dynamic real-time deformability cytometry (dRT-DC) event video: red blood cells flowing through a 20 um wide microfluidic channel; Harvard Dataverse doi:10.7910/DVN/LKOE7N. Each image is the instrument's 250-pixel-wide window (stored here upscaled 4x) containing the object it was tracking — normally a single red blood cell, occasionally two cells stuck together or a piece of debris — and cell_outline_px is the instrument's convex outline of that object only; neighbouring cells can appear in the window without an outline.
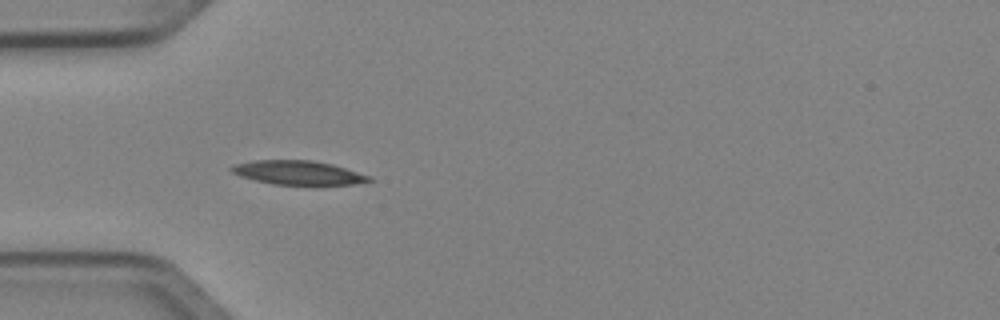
{"species": "Egyptian fruit bat (a non-hibernating species)", "species_latin": "Rousettus aegyptiacus", "temperature_condition": "cold", "stored_images_in_passage": 6, "camera_frame_rate_fps": 3000, "um_per_image_px": 0.085, "animal": {"sex": "female"}, "frame": {"image": 1, "passage_image": 3, "time_ms": 0.667, "image_size_px": [1000, 320], "cell_outline_px": [[372, 180], [352, 184], [316, 188], [272, 184], [240, 176], [232, 172], [228, 168], [236, 164], [256, 160], [312, 160], [332, 164], [372, 176]], "centroid_in_image_um": [25.41, 14.73], "position_along_channel_um": 59.6, "area_um2": 20.11}}
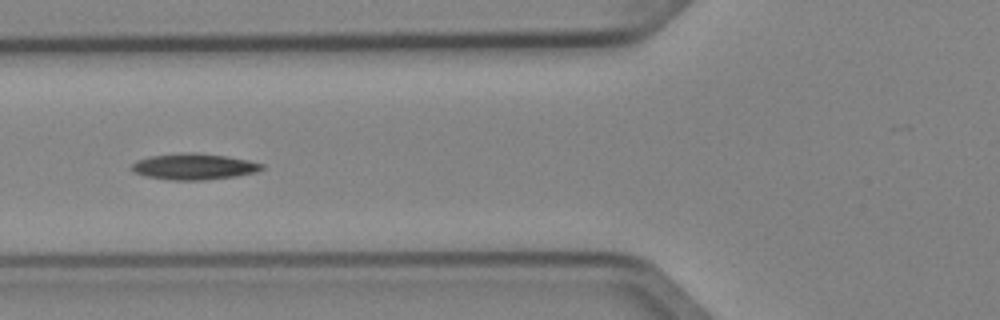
{"frame": {"image": 2, "passage_image": 4, "time_ms": 1.0, "image_size_px": [1000, 320], "cell_outline_px": [[264, 168], [256, 172], [236, 176], [204, 180], [172, 180], [148, 176], [136, 172], [132, 168], [132, 164], [136, 160], [152, 156], [184, 152], [196, 152], [224, 156], [248, 160], [264, 164]], "centroid_in_image_um": [16.52, 14.15], "position_along_channel_um": 109.3, "area_um2": 19.59}}
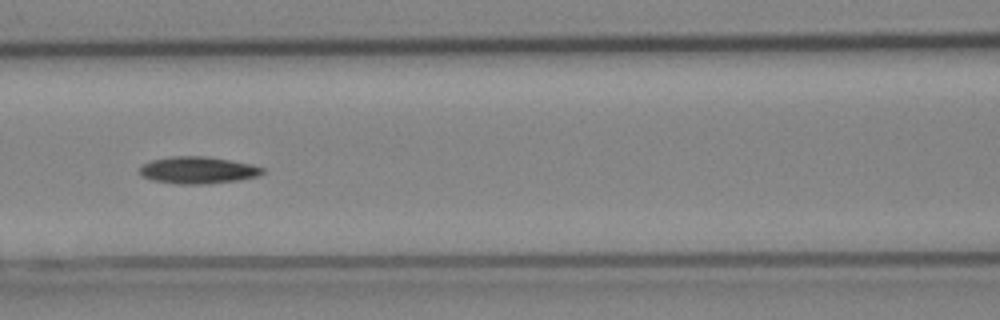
{"frame": {"image": 3, "passage_image": 5, "time_ms": 1.333, "image_size_px": [1000, 320], "cell_outline_px": [[264, 172], [256, 176], [236, 180], [208, 184], [180, 184], [152, 180], [140, 176], [140, 168], [144, 164], [152, 160], [172, 156], [204, 156], [252, 164], [264, 168]], "centroid_in_image_um": [16.8, 14.46], "position_along_channel_um": 149.8, "area_um2": 19.13}}